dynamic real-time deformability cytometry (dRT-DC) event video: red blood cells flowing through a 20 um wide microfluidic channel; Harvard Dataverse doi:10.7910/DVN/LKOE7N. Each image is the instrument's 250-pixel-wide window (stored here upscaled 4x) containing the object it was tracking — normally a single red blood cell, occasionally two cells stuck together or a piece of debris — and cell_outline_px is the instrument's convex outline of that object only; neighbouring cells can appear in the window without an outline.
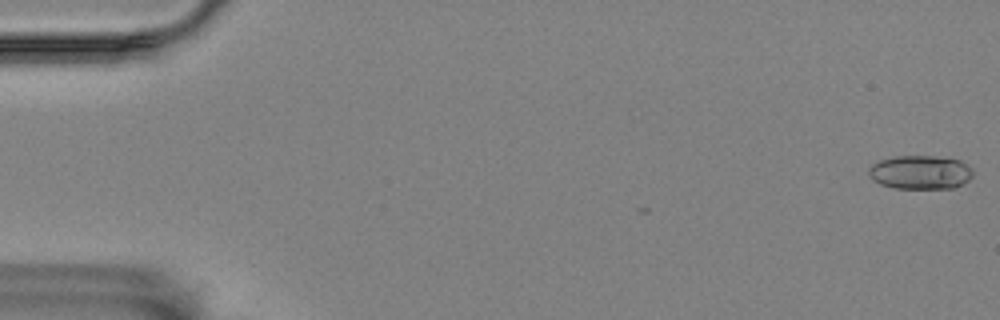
{"species": "Egyptian fruit bat (a non-hibernating species)", "species_latin": "Rousettus aegyptiacus", "temperature_condition": "room temperature", "stored_images_in_passage": 4, "camera_frame_rate_fps": 3000, "um_per_image_px": 0.085, "animal": {"sex": "female"}, "frame": {"image": 1, "passage_image": 1, "time_ms": 0.0, "image_size_px": [1000, 320], "cell_outline_px": [[972, 176], [964, 184], [956, 188], [892, 188], [880, 184], [872, 180], [868, 176], [868, 168], [872, 164], [880, 160], [892, 156], [932, 156], [960, 160], [968, 164], [972, 172]], "centroid_in_image_um": [78.2, 14.65], "position_along_channel_um": 6.8, "area_um2": 20.75}}